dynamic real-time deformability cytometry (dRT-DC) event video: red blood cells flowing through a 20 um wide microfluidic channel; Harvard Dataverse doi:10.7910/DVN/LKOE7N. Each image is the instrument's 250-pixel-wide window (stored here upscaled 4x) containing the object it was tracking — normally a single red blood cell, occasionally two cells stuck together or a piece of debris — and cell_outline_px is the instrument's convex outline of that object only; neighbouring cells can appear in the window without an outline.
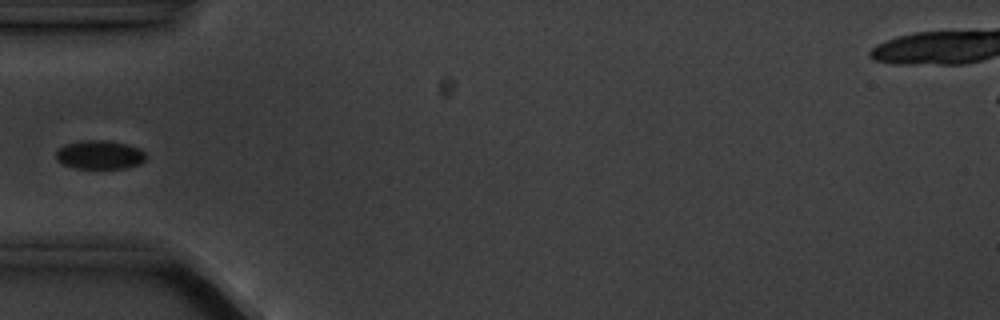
{"species": "common noctule bat (a hibernating species)", "species_latin": "Nyctalus noctula", "temperature_condition": "cold", "stored_images_in_passage": 6, "camera_frame_rate_fps": 3000, "um_per_image_px": 0.085, "animal": {"sex": "male", "body_mass_g": 20.1, "forearm_length_mm": 53.5}, "frame": {"image": 1, "passage_image": 5, "time_ms": 4.667, "image_size_px": [1000, 320], "cell_outline_px": [[144, 160], [140, 164], [128, 168], [76, 168], [64, 164], [56, 160], [56, 152], [64, 144], [84, 140], [108, 140], [128, 144], [140, 148], [144, 152]], "centroid_in_image_um": [8.48, 13.15], "position_along_channel_um": 76.5, "area_um2": 15.09}}
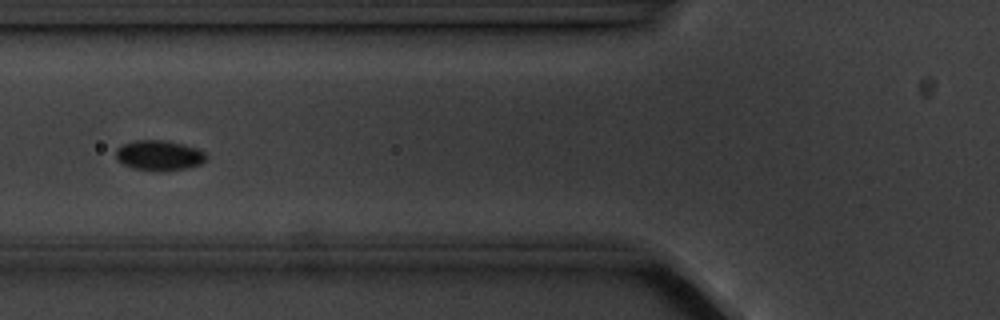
{"frame": {"image": 2, "passage_image": 6, "time_ms": 5.667, "image_size_px": [1000, 320], "cell_outline_px": [[208, 156], [200, 164], [188, 168], [156, 172], [132, 168], [116, 160], [116, 148], [120, 144], [136, 140], [164, 140], [184, 144], [196, 148], [204, 152]], "centroid_in_image_um": [13.49, 13.21], "position_along_channel_um": 112.3, "area_um2": 16.13}}